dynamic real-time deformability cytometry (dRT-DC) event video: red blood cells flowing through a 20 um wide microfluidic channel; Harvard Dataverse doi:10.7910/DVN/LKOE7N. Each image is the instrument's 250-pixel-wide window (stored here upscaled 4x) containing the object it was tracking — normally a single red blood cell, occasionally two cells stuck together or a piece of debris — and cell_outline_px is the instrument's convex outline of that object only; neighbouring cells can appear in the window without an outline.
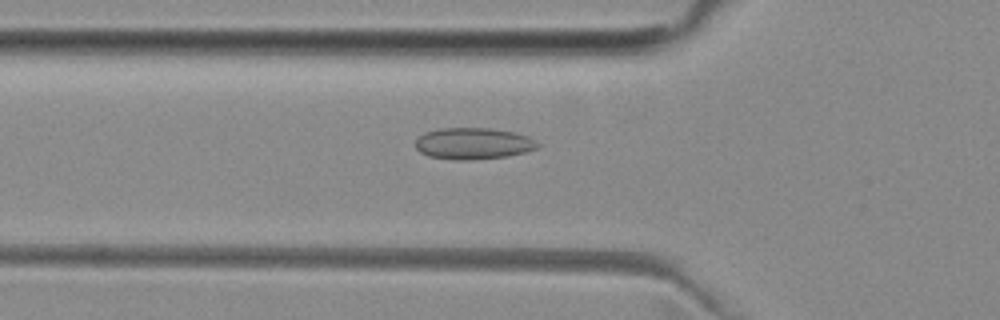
{"species": "common noctule bat (a hibernating species)", "species_latin": "Nyctalus noctula", "temperature_condition": "room temperature", "stored_images_in_passage": 38, "camera_frame_rate_fps": 3000, "um_per_image_px": 0.085, "animal": {"sex": "female", "body_mass_g": 29.2, "forearm_length_mm": 56.3}, "frame": {"image": 1, "passage_image": 4, "time_ms": 1.0, "image_size_px": [1000, 320], "cell_outline_px": [[540, 144], [536, 148], [524, 152], [504, 156], [468, 160], [456, 160], [428, 156], [420, 152], [416, 148], [416, 140], [424, 132], [440, 128], [488, 128], [516, 132], [528, 136]], "centroid_in_image_um": [40.2, 12.19], "position_along_channel_um": 85.6, "area_um2": 22.31}}
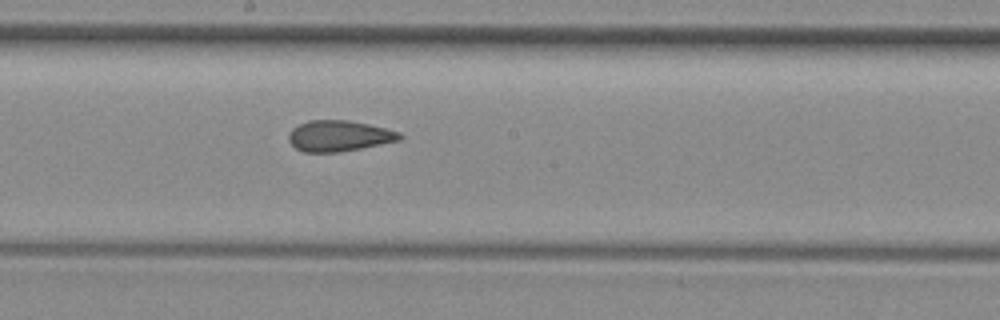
{"frame": {"image": 2, "passage_image": 14, "time_ms": 4.333, "image_size_px": [1000, 320], "cell_outline_px": [[404, 136], [400, 140], [360, 148], [336, 152], [304, 152], [296, 148], [288, 140], [288, 136], [292, 128], [308, 120], [348, 120], [368, 124], [400, 132]], "centroid_in_image_um": [28.81, 11.54], "position_along_channel_um": 219.4, "area_um2": 19.83}}
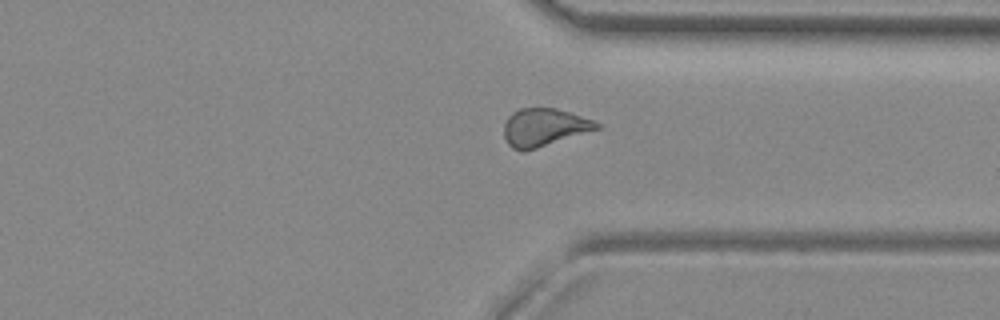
{"frame": {"image": 3, "passage_image": 25, "time_ms": 8.0, "image_size_px": [1000, 320], "cell_outline_px": [[600, 128], [536, 148], [512, 148], [508, 144], [504, 136], [504, 124], [508, 116], [512, 112], [520, 108], [556, 108], [592, 120], [600, 124]], "centroid_in_image_um": [46.23, 10.79], "position_along_channel_um": 365.2, "area_um2": 19.83}, "authors_computed_cell_mechanics": {"area_um2": 20.23, "velocity_mm_per_s": 3.9991, "shape_relaxation_time_tau1_ms": null, "shape_relaxation_time_tau2_ms": 1.5532, "deformation_change_tau1": null, "deformation_change_tau2": 0.0875}}